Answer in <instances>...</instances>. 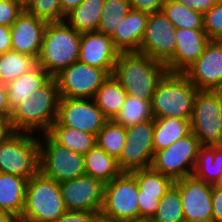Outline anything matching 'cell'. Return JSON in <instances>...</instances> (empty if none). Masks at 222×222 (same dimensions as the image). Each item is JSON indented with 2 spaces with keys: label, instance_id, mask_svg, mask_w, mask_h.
Wrapping results in <instances>:
<instances>
[{
  "label": "cell",
  "instance_id": "cell-54",
  "mask_svg": "<svg viewBox=\"0 0 222 222\" xmlns=\"http://www.w3.org/2000/svg\"><path fill=\"white\" fill-rule=\"evenodd\" d=\"M216 91H217L219 94L222 95V82H221V84L219 85V87L217 88Z\"/></svg>",
  "mask_w": 222,
  "mask_h": 222
},
{
  "label": "cell",
  "instance_id": "cell-52",
  "mask_svg": "<svg viewBox=\"0 0 222 222\" xmlns=\"http://www.w3.org/2000/svg\"><path fill=\"white\" fill-rule=\"evenodd\" d=\"M11 213L6 212L5 209H3L0 205V216H10Z\"/></svg>",
  "mask_w": 222,
  "mask_h": 222
},
{
  "label": "cell",
  "instance_id": "cell-14",
  "mask_svg": "<svg viewBox=\"0 0 222 222\" xmlns=\"http://www.w3.org/2000/svg\"><path fill=\"white\" fill-rule=\"evenodd\" d=\"M175 32L176 28L162 11L150 13L139 53L165 64L175 52Z\"/></svg>",
  "mask_w": 222,
  "mask_h": 222
},
{
  "label": "cell",
  "instance_id": "cell-31",
  "mask_svg": "<svg viewBox=\"0 0 222 222\" xmlns=\"http://www.w3.org/2000/svg\"><path fill=\"white\" fill-rule=\"evenodd\" d=\"M136 179L141 195L156 196L161 199L174 181L151 167L130 172Z\"/></svg>",
  "mask_w": 222,
  "mask_h": 222
},
{
  "label": "cell",
  "instance_id": "cell-47",
  "mask_svg": "<svg viewBox=\"0 0 222 222\" xmlns=\"http://www.w3.org/2000/svg\"><path fill=\"white\" fill-rule=\"evenodd\" d=\"M82 1L83 0H60L62 13L66 15L72 9L78 7Z\"/></svg>",
  "mask_w": 222,
  "mask_h": 222
},
{
  "label": "cell",
  "instance_id": "cell-33",
  "mask_svg": "<svg viewBox=\"0 0 222 222\" xmlns=\"http://www.w3.org/2000/svg\"><path fill=\"white\" fill-rule=\"evenodd\" d=\"M152 119L151 102L128 95L121 111L115 116L113 121L127 128Z\"/></svg>",
  "mask_w": 222,
  "mask_h": 222
},
{
  "label": "cell",
  "instance_id": "cell-27",
  "mask_svg": "<svg viewBox=\"0 0 222 222\" xmlns=\"http://www.w3.org/2000/svg\"><path fill=\"white\" fill-rule=\"evenodd\" d=\"M127 93L122 85L110 75L97 90L94 101L108 120H113L121 111Z\"/></svg>",
  "mask_w": 222,
  "mask_h": 222
},
{
  "label": "cell",
  "instance_id": "cell-28",
  "mask_svg": "<svg viewBox=\"0 0 222 222\" xmlns=\"http://www.w3.org/2000/svg\"><path fill=\"white\" fill-rule=\"evenodd\" d=\"M193 174L206 183H217L222 175V144L200 148Z\"/></svg>",
  "mask_w": 222,
  "mask_h": 222
},
{
  "label": "cell",
  "instance_id": "cell-2",
  "mask_svg": "<svg viewBox=\"0 0 222 222\" xmlns=\"http://www.w3.org/2000/svg\"><path fill=\"white\" fill-rule=\"evenodd\" d=\"M164 63L139 52L120 53L113 76L127 95L152 101L158 81L166 73Z\"/></svg>",
  "mask_w": 222,
  "mask_h": 222
},
{
  "label": "cell",
  "instance_id": "cell-13",
  "mask_svg": "<svg viewBox=\"0 0 222 222\" xmlns=\"http://www.w3.org/2000/svg\"><path fill=\"white\" fill-rule=\"evenodd\" d=\"M107 121L94 99L60 97L57 119L52 125H63L97 136Z\"/></svg>",
  "mask_w": 222,
  "mask_h": 222
},
{
  "label": "cell",
  "instance_id": "cell-10",
  "mask_svg": "<svg viewBox=\"0 0 222 222\" xmlns=\"http://www.w3.org/2000/svg\"><path fill=\"white\" fill-rule=\"evenodd\" d=\"M43 139L44 143L39 140V170L43 174L57 183L86 174L83 155L59 145L47 133Z\"/></svg>",
  "mask_w": 222,
  "mask_h": 222
},
{
  "label": "cell",
  "instance_id": "cell-18",
  "mask_svg": "<svg viewBox=\"0 0 222 222\" xmlns=\"http://www.w3.org/2000/svg\"><path fill=\"white\" fill-rule=\"evenodd\" d=\"M174 55L165 63L169 73H183L204 52L210 41L204 29L176 28Z\"/></svg>",
  "mask_w": 222,
  "mask_h": 222
},
{
  "label": "cell",
  "instance_id": "cell-41",
  "mask_svg": "<svg viewBox=\"0 0 222 222\" xmlns=\"http://www.w3.org/2000/svg\"><path fill=\"white\" fill-rule=\"evenodd\" d=\"M166 0H130L131 9L144 11L147 13H156L162 10Z\"/></svg>",
  "mask_w": 222,
  "mask_h": 222
},
{
  "label": "cell",
  "instance_id": "cell-17",
  "mask_svg": "<svg viewBox=\"0 0 222 222\" xmlns=\"http://www.w3.org/2000/svg\"><path fill=\"white\" fill-rule=\"evenodd\" d=\"M183 74L198 90L216 91L222 82V40H210Z\"/></svg>",
  "mask_w": 222,
  "mask_h": 222
},
{
  "label": "cell",
  "instance_id": "cell-7",
  "mask_svg": "<svg viewBox=\"0 0 222 222\" xmlns=\"http://www.w3.org/2000/svg\"><path fill=\"white\" fill-rule=\"evenodd\" d=\"M138 194L135 177L130 172H122L105 183L100 214L115 222L139 221Z\"/></svg>",
  "mask_w": 222,
  "mask_h": 222
},
{
  "label": "cell",
  "instance_id": "cell-37",
  "mask_svg": "<svg viewBox=\"0 0 222 222\" xmlns=\"http://www.w3.org/2000/svg\"><path fill=\"white\" fill-rule=\"evenodd\" d=\"M25 11L47 22H60L65 20V15L61 10L60 0H32Z\"/></svg>",
  "mask_w": 222,
  "mask_h": 222
},
{
  "label": "cell",
  "instance_id": "cell-39",
  "mask_svg": "<svg viewBox=\"0 0 222 222\" xmlns=\"http://www.w3.org/2000/svg\"><path fill=\"white\" fill-rule=\"evenodd\" d=\"M23 11L13 0H0V25L11 27Z\"/></svg>",
  "mask_w": 222,
  "mask_h": 222
},
{
  "label": "cell",
  "instance_id": "cell-35",
  "mask_svg": "<svg viewBox=\"0 0 222 222\" xmlns=\"http://www.w3.org/2000/svg\"><path fill=\"white\" fill-rule=\"evenodd\" d=\"M126 142V128L108 120L96 136V144L118 159Z\"/></svg>",
  "mask_w": 222,
  "mask_h": 222
},
{
  "label": "cell",
  "instance_id": "cell-44",
  "mask_svg": "<svg viewBox=\"0 0 222 222\" xmlns=\"http://www.w3.org/2000/svg\"><path fill=\"white\" fill-rule=\"evenodd\" d=\"M185 6H188L190 9L198 11L202 14L207 12L215 3L220 2L221 0H175Z\"/></svg>",
  "mask_w": 222,
  "mask_h": 222
},
{
  "label": "cell",
  "instance_id": "cell-51",
  "mask_svg": "<svg viewBox=\"0 0 222 222\" xmlns=\"http://www.w3.org/2000/svg\"><path fill=\"white\" fill-rule=\"evenodd\" d=\"M13 1L19 4L25 10L32 0H13Z\"/></svg>",
  "mask_w": 222,
  "mask_h": 222
},
{
  "label": "cell",
  "instance_id": "cell-16",
  "mask_svg": "<svg viewBox=\"0 0 222 222\" xmlns=\"http://www.w3.org/2000/svg\"><path fill=\"white\" fill-rule=\"evenodd\" d=\"M174 185L180 192L185 222H212V184L192 174Z\"/></svg>",
  "mask_w": 222,
  "mask_h": 222
},
{
  "label": "cell",
  "instance_id": "cell-49",
  "mask_svg": "<svg viewBox=\"0 0 222 222\" xmlns=\"http://www.w3.org/2000/svg\"><path fill=\"white\" fill-rule=\"evenodd\" d=\"M0 222H21L20 218L14 214L10 216H0Z\"/></svg>",
  "mask_w": 222,
  "mask_h": 222
},
{
  "label": "cell",
  "instance_id": "cell-30",
  "mask_svg": "<svg viewBox=\"0 0 222 222\" xmlns=\"http://www.w3.org/2000/svg\"><path fill=\"white\" fill-rule=\"evenodd\" d=\"M38 65L37 58L14 50L0 54V83L7 85Z\"/></svg>",
  "mask_w": 222,
  "mask_h": 222
},
{
  "label": "cell",
  "instance_id": "cell-42",
  "mask_svg": "<svg viewBox=\"0 0 222 222\" xmlns=\"http://www.w3.org/2000/svg\"><path fill=\"white\" fill-rule=\"evenodd\" d=\"M96 212H78V211H67L61 217H59L55 222H92Z\"/></svg>",
  "mask_w": 222,
  "mask_h": 222
},
{
  "label": "cell",
  "instance_id": "cell-53",
  "mask_svg": "<svg viewBox=\"0 0 222 222\" xmlns=\"http://www.w3.org/2000/svg\"><path fill=\"white\" fill-rule=\"evenodd\" d=\"M215 186H218V187L222 188V175L220 176V178L217 181V183L215 184Z\"/></svg>",
  "mask_w": 222,
  "mask_h": 222
},
{
  "label": "cell",
  "instance_id": "cell-32",
  "mask_svg": "<svg viewBox=\"0 0 222 222\" xmlns=\"http://www.w3.org/2000/svg\"><path fill=\"white\" fill-rule=\"evenodd\" d=\"M161 11L175 28L203 29V14L175 0H166Z\"/></svg>",
  "mask_w": 222,
  "mask_h": 222
},
{
  "label": "cell",
  "instance_id": "cell-22",
  "mask_svg": "<svg viewBox=\"0 0 222 222\" xmlns=\"http://www.w3.org/2000/svg\"><path fill=\"white\" fill-rule=\"evenodd\" d=\"M28 179L0 172V205L6 212L21 218Z\"/></svg>",
  "mask_w": 222,
  "mask_h": 222
},
{
  "label": "cell",
  "instance_id": "cell-8",
  "mask_svg": "<svg viewBox=\"0 0 222 222\" xmlns=\"http://www.w3.org/2000/svg\"><path fill=\"white\" fill-rule=\"evenodd\" d=\"M190 125L202 146L222 144V95L217 91L198 90Z\"/></svg>",
  "mask_w": 222,
  "mask_h": 222
},
{
  "label": "cell",
  "instance_id": "cell-25",
  "mask_svg": "<svg viewBox=\"0 0 222 222\" xmlns=\"http://www.w3.org/2000/svg\"><path fill=\"white\" fill-rule=\"evenodd\" d=\"M83 158L86 175L100 179L103 183L110 182L122 173L117 159L110 156L97 144L83 155Z\"/></svg>",
  "mask_w": 222,
  "mask_h": 222
},
{
  "label": "cell",
  "instance_id": "cell-29",
  "mask_svg": "<svg viewBox=\"0 0 222 222\" xmlns=\"http://www.w3.org/2000/svg\"><path fill=\"white\" fill-rule=\"evenodd\" d=\"M47 134L59 145L81 155L96 145V135L63 125H51Z\"/></svg>",
  "mask_w": 222,
  "mask_h": 222
},
{
  "label": "cell",
  "instance_id": "cell-43",
  "mask_svg": "<svg viewBox=\"0 0 222 222\" xmlns=\"http://www.w3.org/2000/svg\"><path fill=\"white\" fill-rule=\"evenodd\" d=\"M212 222H222V188L212 186Z\"/></svg>",
  "mask_w": 222,
  "mask_h": 222
},
{
  "label": "cell",
  "instance_id": "cell-36",
  "mask_svg": "<svg viewBox=\"0 0 222 222\" xmlns=\"http://www.w3.org/2000/svg\"><path fill=\"white\" fill-rule=\"evenodd\" d=\"M130 10V0H105L97 32L111 37Z\"/></svg>",
  "mask_w": 222,
  "mask_h": 222
},
{
  "label": "cell",
  "instance_id": "cell-6",
  "mask_svg": "<svg viewBox=\"0 0 222 222\" xmlns=\"http://www.w3.org/2000/svg\"><path fill=\"white\" fill-rule=\"evenodd\" d=\"M12 131L0 141V172L30 179L39 171V138Z\"/></svg>",
  "mask_w": 222,
  "mask_h": 222
},
{
  "label": "cell",
  "instance_id": "cell-26",
  "mask_svg": "<svg viewBox=\"0 0 222 222\" xmlns=\"http://www.w3.org/2000/svg\"><path fill=\"white\" fill-rule=\"evenodd\" d=\"M104 3L105 0H83L65 15L64 21L81 33L97 31Z\"/></svg>",
  "mask_w": 222,
  "mask_h": 222
},
{
  "label": "cell",
  "instance_id": "cell-34",
  "mask_svg": "<svg viewBox=\"0 0 222 222\" xmlns=\"http://www.w3.org/2000/svg\"><path fill=\"white\" fill-rule=\"evenodd\" d=\"M148 222H185L180 192L174 184L160 199L155 214Z\"/></svg>",
  "mask_w": 222,
  "mask_h": 222
},
{
  "label": "cell",
  "instance_id": "cell-24",
  "mask_svg": "<svg viewBox=\"0 0 222 222\" xmlns=\"http://www.w3.org/2000/svg\"><path fill=\"white\" fill-rule=\"evenodd\" d=\"M190 133L189 120L175 117L154 118L153 150L156 152L165 149Z\"/></svg>",
  "mask_w": 222,
  "mask_h": 222
},
{
  "label": "cell",
  "instance_id": "cell-1",
  "mask_svg": "<svg viewBox=\"0 0 222 222\" xmlns=\"http://www.w3.org/2000/svg\"><path fill=\"white\" fill-rule=\"evenodd\" d=\"M60 100L58 84L52 77L43 87L29 94L11 110V131L47 133L57 119Z\"/></svg>",
  "mask_w": 222,
  "mask_h": 222
},
{
  "label": "cell",
  "instance_id": "cell-48",
  "mask_svg": "<svg viewBox=\"0 0 222 222\" xmlns=\"http://www.w3.org/2000/svg\"><path fill=\"white\" fill-rule=\"evenodd\" d=\"M11 132L12 131L9 125V120L5 117L0 116V141L3 140Z\"/></svg>",
  "mask_w": 222,
  "mask_h": 222
},
{
  "label": "cell",
  "instance_id": "cell-21",
  "mask_svg": "<svg viewBox=\"0 0 222 222\" xmlns=\"http://www.w3.org/2000/svg\"><path fill=\"white\" fill-rule=\"evenodd\" d=\"M149 13L131 9L111 36L120 53L139 52Z\"/></svg>",
  "mask_w": 222,
  "mask_h": 222
},
{
  "label": "cell",
  "instance_id": "cell-9",
  "mask_svg": "<svg viewBox=\"0 0 222 222\" xmlns=\"http://www.w3.org/2000/svg\"><path fill=\"white\" fill-rule=\"evenodd\" d=\"M201 147L200 140L191 132L167 148L154 152L150 167L173 181L182 179L193 174Z\"/></svg>",
  "mask_w": 222,
  "mask_h": 222
},
{
  "label": "cell",
  "instance_id": "cell-15",
  "mask_svg": "<svg viewBox=\"0 0 222 222\" xmlns=\"http://www.w3.org/2000/svg\"><path fill=\"white\" fill-rule=\"evenodd\" d=\"M104 185L100 179L89 175L59 183L67 211L96 212L103 205Z\"/></svg>",
  "mask_w": 222,
  "mask_h": 222
},
{
  "label": "cell",
  "instance_id": "cell-50",
  "mask_svg": "<svg viewBox=\"0 0 222 222\" xmlns=\"http://www.w3.org/2000/svg\"><path fill=\"white\" fill-rule=\"evenodd\" d=\"M92 222H115V221L101 214H97Z\"/></svg>",
  "mask_w": 222,
  "mask_h": 222
},
{
  "label": "cell",
  "instance_id": "cell-11",
  "mask_svg": "<svg viewBox=\"0 0 222 222\" xmlns=\"http://www.w3.org/2000/svg\"><path fill=\"white\" fill-rule=\"evenodd\" d=\"M109 76L106 70L77 61L63 69L55 79L60 97L93 99Z\"/></svg>",
  "mask_w": 222,
  "mask_h": 222
},
{
  "label": "cell",
  "instance_id": "cell-38",
  "mask_svg": "<svg viewBox=\"0 0 222 222\" xmlns=\"http://www.w3.org/2000/svg\"><path fill=\"white\" fill-rule=\"evenodd\" d=\"M203 29L210 40H222V0L203 14Z\"/></svg>",
  "mask_w": 222,
  "mask_h": 222
},
{
  "label": "cell",
  "instance_id": "cell-4",
  "mask_svg": "<svg viewBox=\"0 0 222 222\" xmlns=\"http://www.w3.org/2000/svg\"><path fill=\"white\" fill-rule=\"evenodd\" d=\"M197 91L183 73L166 72L152 96L153 118L175 117L190 121Z\"/></svg>",
  "mask_w": 222,
  "mask_h": 222
},
{
  "label": "cell",
  "instance_id": "cell-45",
  "mask_svg": "<svg viewBox=\"0 0 222 222\" xmlns=\"http://www.w3.org/2000/svg\"><path fill=\"white\" fill-rule=\"evenodd\" d=\"M11 115L6 85L0 83V116L9 120Z\"/></svg>",
  "mask_w": 222,
  "mask_h": 222
},
{
  "label": "cell",
  "instance_id": "cell-23",
  "mask_svg": "<svg viewBox=\"0 0 222 222\" xmlns=\"http://www.w3.org/2000/svg\"><path fill=\"white\" fill-rule=\"evenodd\" d=\"M52 77L39 65L6 85L10 110L30 93L43 87Z\"/></svg>",
  "mask_w": 222,
  "mask_h": 222
},
{
  "label": "cell",
  "instance_id": "cell-19",
  "mask_svg": "<svg viewBox=\"0 0 222 222\" xmlns=\"http://www.w3.org/2000/svg\"><path fill=\"white\" fill-rule=\"evenodd\" d=\"M119 54L110 36L97 31L81 33L79 62L101 68L112 75Z\"/></svg>",
  "mask_w": 222,
  "mask_h": 222
},
{
  "label": "cell",
  "instance_id": "cell-5",
  "mask_svg": "<svg viewBox=\"0 0 222 222\" xmlns=\"http://www.w3.org/2000/svg\"><path fill=\"white\" fill-rule=\"evenodd\" d=\"M66 212L59 183L39 170L27 182L21 222H55Z\"/></svg>",
  "mask_w": 222,
  "mask_h": 222
},
{
  "label": "cell",
  "instance_id": "cell-3",
  "mask_svg": "<svg viewBox=\"0 0 222 222\" xmlns=\"http://www.w3.org/2000/svg\"><path fill=\"white\" fill-rule=\"evenodd\" d=\"M81 32L65 21L48 22L37 63L51 77L79 60Z\"/></svg>",
  "mask_w": 222,
  "mask_h": 222
},
{
  "label": "cell",
  "instance_id": "cell-20",
  "mask_svg": "<svg viewBox=\"0 0 222 222\" xmlns=\"http://www.w3.org/2000/svg\"><path fill=\"white\" fill-rule=\"evenodd\" d=\"M47 24L24 10L10 27L11 50L38 58Z\"/></svg>",
  "mask_w": 222,
  "mask_h": 222
},
{
  "label": "cell",
  "instance_id": "cell-55",
  "mask_svg": "<svg viewBox=\"0 0 222 222\" xmlns=\"http://www.w3.org/2000/svg\"><path fill=\"white\" fill-rule=\"evenodd\" d=\"M129 222H148L146 220H140V221H129Z\"/></svg>",
  "mask_w": 222,
  "mask_h": 222
},
{
  "label": "cell",
  "instance_id": "cell-46",
  "mask_svg": "<svg viewBox=\"0 0 222 222\" xmlns=\"http://www.w3.org/2000/svg\"><path fill=\"white\" fill-rule=\"evenodd\" d=\"M11 50L10 27L0 25V54Z\"/></svg>",
  "mask_w": 222,
  "mask_h": 222
},
{
  "label": "cell",
  "instance_id": "cell-12",
  "mask_svg": "<svg viewBox=\"0 0 222 222\" xmlns=\"http://www.w3.org/2000/svg\"><path fill=\"white\" fill-rule=\"evenodd\" d=\"M154 118L126 128V142L117 159L122 172H132L151 166Z\"/></svg>",
  "mask_w": 222,
  "mask_h": 222
},
{
  "label": "cell",
  "instance_id": "cell-40",
  "mask_svg": "<svg viewBox=\"0 0 222 222\" xmlns=\"http://www.w3.org/2000/svg\"><path fill=\"white\" fill-rule=\"evenodd\" d=\"M160 203V199L156 196L141 195V191L138 194V206H139V221H149L155 214Z\"/></svg>",
  "mask_w": 222,
  "mask_h": 222
}]
</instances>
